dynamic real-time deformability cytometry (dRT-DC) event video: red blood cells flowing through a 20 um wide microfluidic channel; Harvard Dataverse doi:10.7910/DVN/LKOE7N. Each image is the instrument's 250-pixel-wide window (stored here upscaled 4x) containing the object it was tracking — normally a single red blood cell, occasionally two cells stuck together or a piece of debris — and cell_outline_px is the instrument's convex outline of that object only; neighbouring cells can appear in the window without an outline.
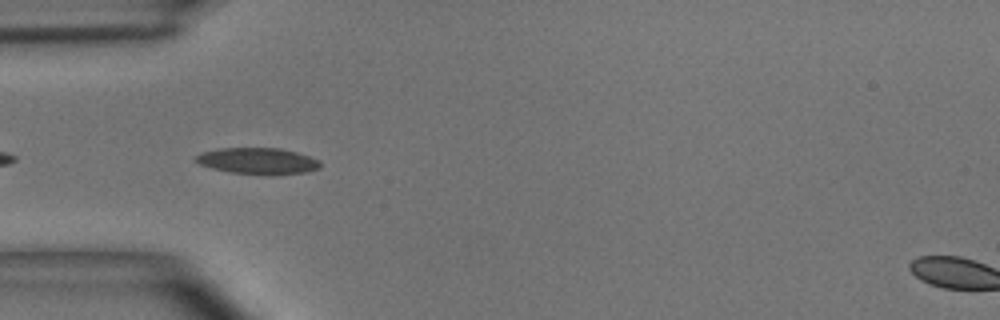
{"species": "common noctule bat (a hibernating species)", "species_latin": "Nyctalus noctula", "temperature_condition": "room temperature", "stored_images_in_passage": 6, "camera_frame_rate_fps": 3000, "um_per_image_px": 0.085, "animal": {"sex": "male", "body_mass_g": 15.6}, "frame": {"image": 1, "passage_image": 3, "time_ms": 0.667, "image_size_px": [1000, 320], "cell_outline_px": [[320, 168], [308, 172], [232, 172], [212, 168], [200, 164], [196, 160], [196, 156], [204, 152], [220, 148], [280, 148], [296, 152], [320, 160]], "centroid_in_image_um": [21.92, 13.63], "position_along_channel_um": 63.1, "area_um2": 18.03}}